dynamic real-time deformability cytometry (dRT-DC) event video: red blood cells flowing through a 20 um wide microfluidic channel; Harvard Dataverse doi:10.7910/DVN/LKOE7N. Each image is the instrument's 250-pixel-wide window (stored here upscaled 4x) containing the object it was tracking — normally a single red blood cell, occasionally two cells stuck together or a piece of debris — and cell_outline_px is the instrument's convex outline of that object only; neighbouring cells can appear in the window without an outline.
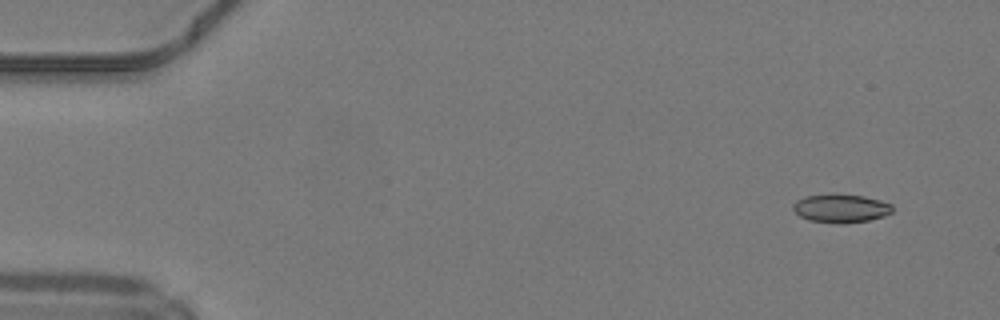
{"species": "common noctule bat (a hibernating species)", "species_latin": "Nyctalus noctula", "temperature_condition": "warm", "stored_images_in_passage": 48, "camera_frame_rate_fps": 3000, "um_per_image_px": 0.085, "animal": {"sex": "male", "body_mass_g": 19.2, "forearm_length_mm": 51.8}, "frame": {"image": 1, "passage_image": 2, "time_ms": 0.333, "image_size_px": [1000, 320], "cell_outline_px": [[892, 212], [884, 216], [868, 220], [844, 224], [840, 224], [808, 220], [800, 216], [792, 208], [792, 204], [796, 200], [804, 196], [832, 192], [836, 192], [864, 196], [880, 200], [892, 204]], "centroid_in_image_um": [71.44, 17.68], "position_along_channel_um": 13.6, "area_um2": 16.99}}
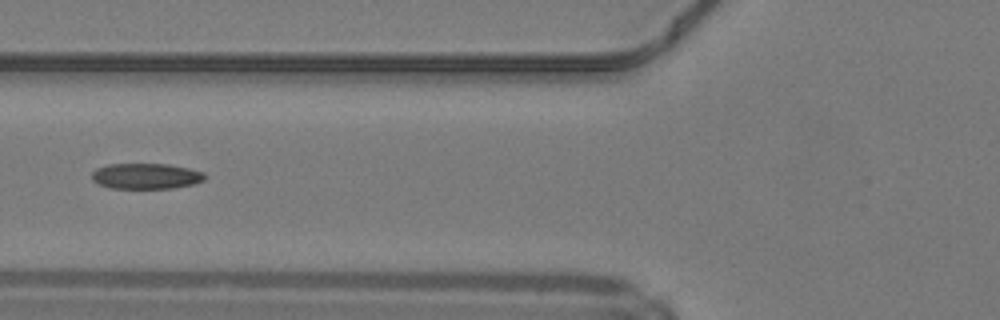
{"frame": {"image": 2, "passage_image": 18, "time_ms": 5.667, "image_size_px": [1000, 320], "cell_outline_px": [[208, 176], [204, 180], [192, 184], [172, 188], [108, 188], [92, 180], [92, 172], [96, 168], [108, 164], [168, 164], [188, 168], [204, 172]], "centroid_in_image_um": [12.41, 14.96], "position_along_channel_um": 113.4, "area_um2": 16.94}}
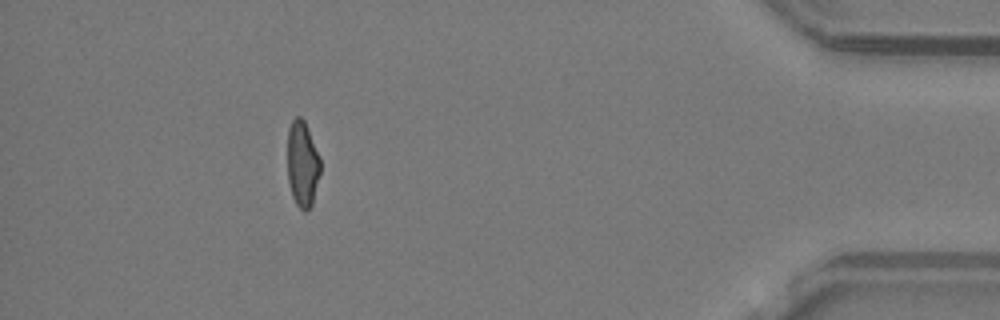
{"frame": {"image": 3, "passage_image": 43, "time_ms": 14.0, "image_size_px": [1000, 320], "cell_outline_px": [[320, 172], [312, 204], [304, 212], [296, 204], [292, 196], [288, 180], [288, 128], [292, 120], [296, 116], [300, 116], [304, 120], [320, 156]], "centroid_in_image_um": [25.7, 13.92], "position_along_channel_um": 409.5, "area_um2": 16.42}, "authors_computed_cell_mechanics": {"area_um2": 17.2533, "velocity_mm_per_s": 4.2146, "shape_relaxation_time_tau1_ms": null, "shape_relaxation_time_tau2_ms": 2.1061, "deformation_change_tau1": null, "deformation_change_tau2": 0.0819}}